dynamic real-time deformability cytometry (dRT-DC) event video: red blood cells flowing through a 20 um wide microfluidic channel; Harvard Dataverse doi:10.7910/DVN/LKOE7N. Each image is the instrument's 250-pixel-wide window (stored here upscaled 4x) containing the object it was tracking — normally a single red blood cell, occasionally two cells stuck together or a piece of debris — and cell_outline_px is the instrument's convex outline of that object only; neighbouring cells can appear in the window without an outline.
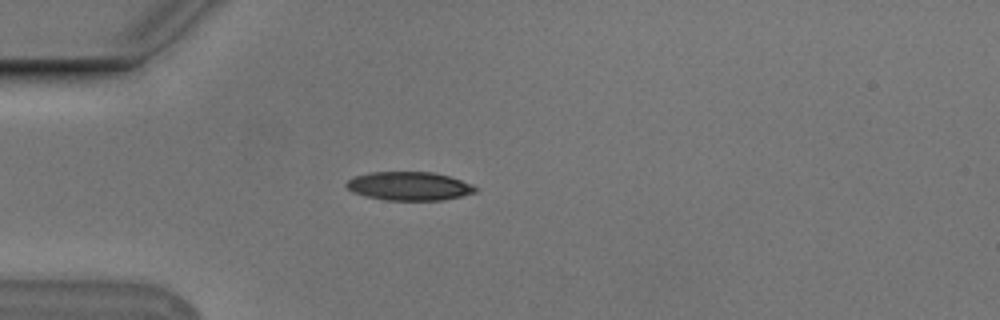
{"species": "Egyptian fruit bat (a non-hibernating species)", "species_latin": "Rousettus aegyptiacus", "temperature_condition": "cold", "stored_images_in_passage": 15, "camera_frame_rate_fps": 3000, "um_per_image_px": 0.085, "animal": {"sex": "male"}, "frame": {"image": 1, "passage_image": 10, "time_ms": 3.0, "image_size_px": [1000, 320], "cell_outline_px": [[476, 192], [444, 200], [384, 200], [352, 192], [344, 184], [348, 180], [356, 176], [368, 172], [432, 172], [448, 176], [472, 184], [476, 188]], "centroid_in_image_um": [34.76, 15.82], "position_along_channel_um": 50.2, "area_um2": 21.33}}